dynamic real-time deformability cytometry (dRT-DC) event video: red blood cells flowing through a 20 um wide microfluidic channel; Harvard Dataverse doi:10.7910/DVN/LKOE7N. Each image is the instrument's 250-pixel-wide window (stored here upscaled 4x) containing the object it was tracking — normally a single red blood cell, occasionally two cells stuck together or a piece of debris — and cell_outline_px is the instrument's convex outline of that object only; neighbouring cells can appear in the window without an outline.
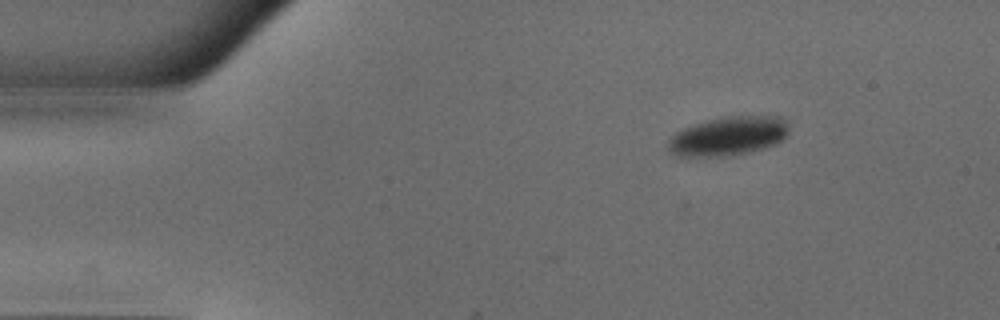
{"species": "common noctule bat (a hibernating species)", "species_latin": "Nyctalus noctula", "temperature_condition": "warm", "stored_images_in_passage": 4, "camera_frame_rate_fps": 3000, "um_per_image_px": 0.085, "animal": {"sex": "male", "body_mass_g": 18.8}, "frame": {"image": 1, "passage_image": 1, "time_ms": 0.0, "image_size_px": [1000, 320], "cell_outline_px": [[788, 136], [784, 140], [776, 144], [764, 148], [736, 156], [676, 156], [668, 148], [668, 140], [676, 132], [692, 124], [708, 120], [728, 116], [780, 116], [788, 124]], "centroid_in_image_um": [61.94, 11.57], "position_along_channel_um": 23.1, "area_um2": 27.69}}